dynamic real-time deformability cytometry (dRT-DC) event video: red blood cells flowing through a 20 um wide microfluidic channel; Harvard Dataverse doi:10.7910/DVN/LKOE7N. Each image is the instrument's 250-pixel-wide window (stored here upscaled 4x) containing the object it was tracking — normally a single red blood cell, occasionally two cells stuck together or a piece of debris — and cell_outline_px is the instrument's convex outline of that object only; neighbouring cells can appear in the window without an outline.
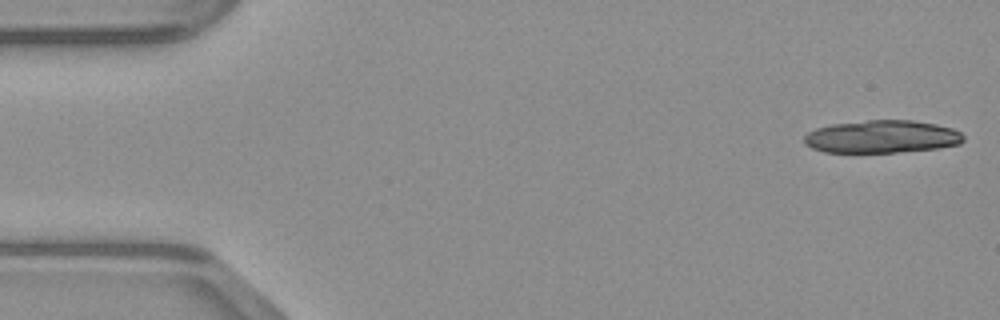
{"species": "common noctule bat (a hibernating species)", "species_latin": "Nyctalus noctula", "temperature_condition": "warm", "stored_images_in_passage": 21, "camera_frame_rate_fps": 3000, "um_per_image_px": 0.085, "animal": {"sex": "male", "body_mass_g": 23.1, "forearm_length_mm": 52.7}, "frame": {"image": 1, "passage_image": 1, "time_ms": 0.0, "image_size_px": [1000, 320], "cell_outline_px": [[964, 140], [960, 144], [940, 148], [896, 152], [824, 152], [812, 148], [804, 144], [804, 136], [808, 132], [816, 128], [832, 124], [868, 120], [912, 120], [936, 124], [952, 128], [960, 132], [964, 136]], "centroid_in_image_um": [74.96, 11.62], "position_along_channel_um": 10.0, "area_um2": 30.46}}